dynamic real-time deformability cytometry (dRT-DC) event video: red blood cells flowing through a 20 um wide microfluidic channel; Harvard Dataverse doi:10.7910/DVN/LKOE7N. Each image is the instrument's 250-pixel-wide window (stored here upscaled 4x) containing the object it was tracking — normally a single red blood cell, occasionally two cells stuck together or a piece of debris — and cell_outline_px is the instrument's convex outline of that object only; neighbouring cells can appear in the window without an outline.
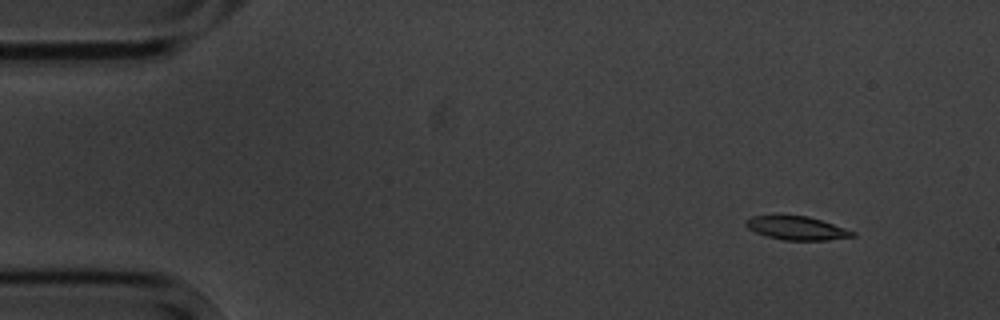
{"species": "common noctule bat (a hibernating species)", "species_latin": "Nyctalus noctula", "temperature_condition": "cold", "stored_images_in_passage": 2, "camera_frame_rate_fps": 3000, "um_per_image_px": 0.085, "animal": {"sex": "male", "body_mass_g": 20.1, "forearm_length_mm": 53.5}, "frame": {"image": 1, "passage_image": 1, "time_ms": 0.0, "image_size_px": [1000, 320], "cell_outline_px": [[856, 236], [828, 240], [784, 240], [768, 236], [756, 232], [748, 228], [744, 224], [744, 220], [752, 216], [808, 216], [856, 232]], "centroid_in_image_um": [67.72, 19.39], "position_along_channel_um": 17.3, "area_um2": 14.39}}